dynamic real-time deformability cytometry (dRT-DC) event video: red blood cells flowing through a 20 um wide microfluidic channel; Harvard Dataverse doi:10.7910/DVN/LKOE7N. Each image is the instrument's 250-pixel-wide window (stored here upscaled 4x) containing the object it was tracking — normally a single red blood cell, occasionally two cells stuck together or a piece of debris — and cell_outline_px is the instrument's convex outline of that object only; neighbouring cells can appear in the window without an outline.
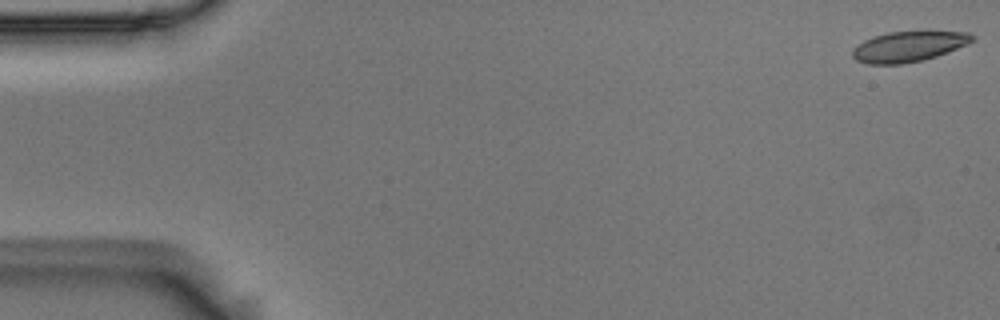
{"species": "Egyptian fruit bat (a non-hibernating species)", "species_latin": "Rousettus aegyptiacus", "temperature_condition": "room temperature", "stored_images_in_passage": 5, "camera_frame_rate_fps": 3000, "um_per_image_px": 0.085, "animal": {"sex": "male"}, "frame": {"image": 1, "passage_image": 1, "time_ms": 0.0, "image_size_px": [1000, 320], "cell_outline_px": [[976, 36], [968, 44], [948, 52], [924, 60], [900, 64], [868, 64], [856, 60], [852, 56], [852, 48], [856, 44], [872, 36], [888, 32], [924, 28], [968, 32]], "centroid_in_image_um": [77.27, 3.89], "position_along_channel_um": 7.7, "area_um2": 22.37}}
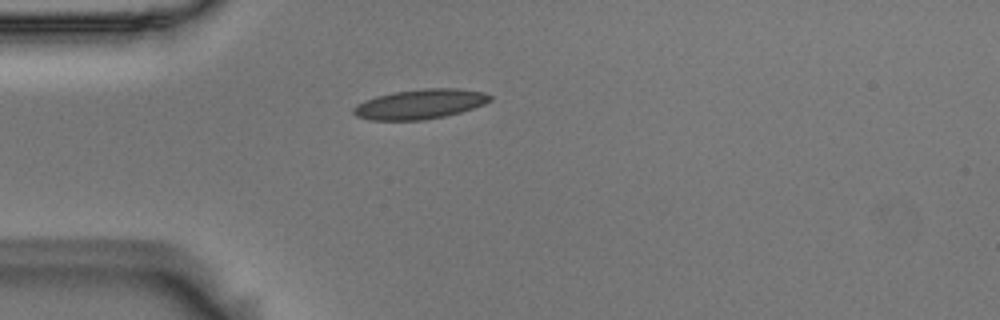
{"frame": {"image": 2, "passage_image": 5, "time_ms": 1.333, "image_size_px": [1000, 320], "cell_outline_px": [[492, 100], [484, 104], [460, 112], [444, 116], [424, 120], [368, 120], [356, 116], [352, 112], [352, 108], [356, 104], [364, 100], [376, 96], [392, 92], [424, 88], [460, 88], [484, 92], [492, 96]], "centroid_in_image_um": [35.68, 8.84], "position_along_channel_um": 49.3, "area_um2": 23.87}}